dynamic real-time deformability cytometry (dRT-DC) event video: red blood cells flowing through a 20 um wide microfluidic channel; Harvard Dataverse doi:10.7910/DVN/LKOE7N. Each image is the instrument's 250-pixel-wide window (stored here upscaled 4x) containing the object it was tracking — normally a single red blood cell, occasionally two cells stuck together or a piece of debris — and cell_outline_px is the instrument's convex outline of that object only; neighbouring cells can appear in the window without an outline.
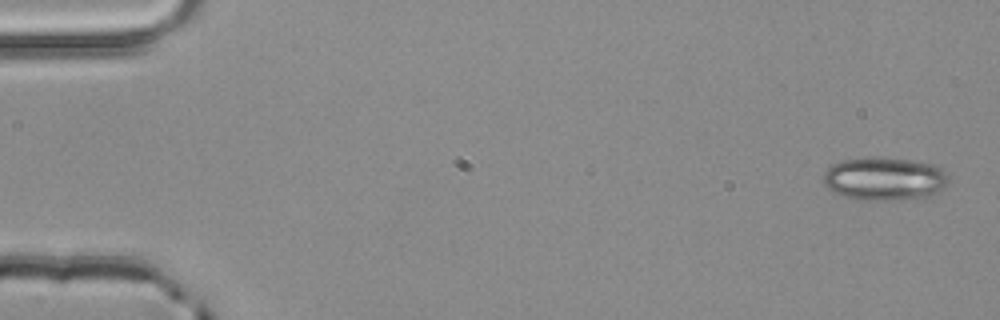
{"species": "common noctule bat (a hibernating species)", "species_latin": "Nyctalus noctula", "temperature_condition": "room temperature", "stored_images_in_passage": 5, "camera_frame_rate_fps": 3000, "um_per_image_px": 0.085, "animal": {"sex": "male", "body_mass_g": 20.4}, "frame": {"image": 1, "passage_image": 1, "time_ms": 0.0, "image_size_px": [1000, 320], "cell_outline_px": [[948, 180], [944, 188], [932, 196], [924, 200], [856, 200], [844, 196], [828, 188], [824, 184], [824, 172], [832, 164], [844, 160], [908, 160], [936, 164], [944, 172]], "centroid_in_image_um": [75.24, 15.27], "position_along_channel_um": 9.8, "area_um2": 31.1}}
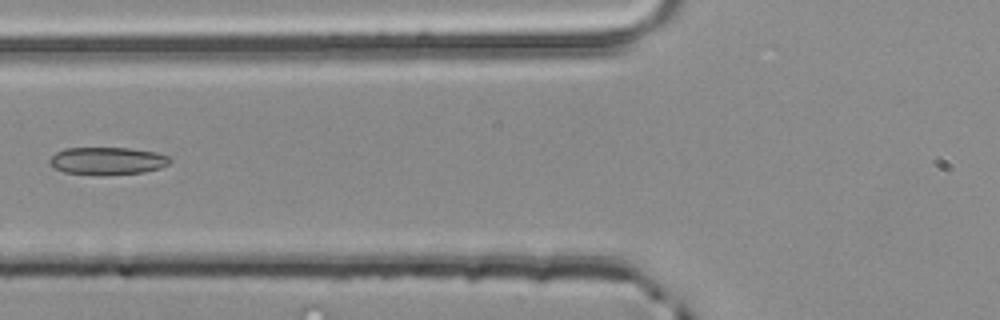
{"frame": {"image": 2, "passage_image": 5, "time_ms": 1.333, "image_size_px": [1000, 320], "cell_outline_px": [[172, 160], [168, 164], [160, 168], [144, 172], [64, 172], [48, 164], [48, 160], [56, 152], [64, 148], [132, 148], [156, 152], [168, 156]], "centroid_in_image_um": [9.14, 13.61], "position_along_channel_um": 116.7, "area_um2": 18.44}}